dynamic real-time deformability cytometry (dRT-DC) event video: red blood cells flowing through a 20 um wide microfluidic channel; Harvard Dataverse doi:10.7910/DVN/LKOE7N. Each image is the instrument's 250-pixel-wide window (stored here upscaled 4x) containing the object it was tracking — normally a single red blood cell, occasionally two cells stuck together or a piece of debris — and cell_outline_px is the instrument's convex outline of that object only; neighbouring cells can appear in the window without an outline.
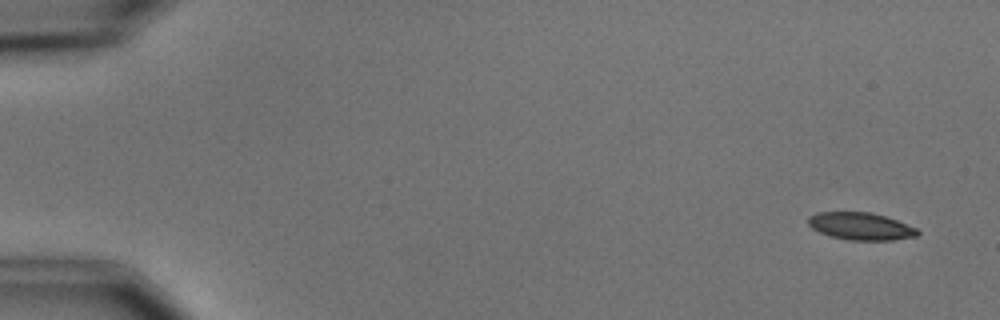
{"species": "common noctule bat (a hibernating species)", "species_latin": "Nyctalus noctula", "temperature_condition": "cold", "stored_images_in_passage": 5, "camera_frame_rate_fps": 3000, "um_per_image_px": 0.085, "animal": {"sex": "male", "body_mass_g": 15.6}, "frame": {"image": 1, "passage_image": 1, "time_ms": 0.0, "image_size_px": [1000, 320], "cell_outline_px": [[920, 232], [916, 236], [892, 240], [848, 240], [828, 236], [812, 228], [808, 224], [808, 216], [816, 212], [872, 212], [896, 220], [916, 228]], "centroid_in_image_um": [73.12, 19.23], "position_along_channel_um": 11.9, "area_um2": 17.46}}
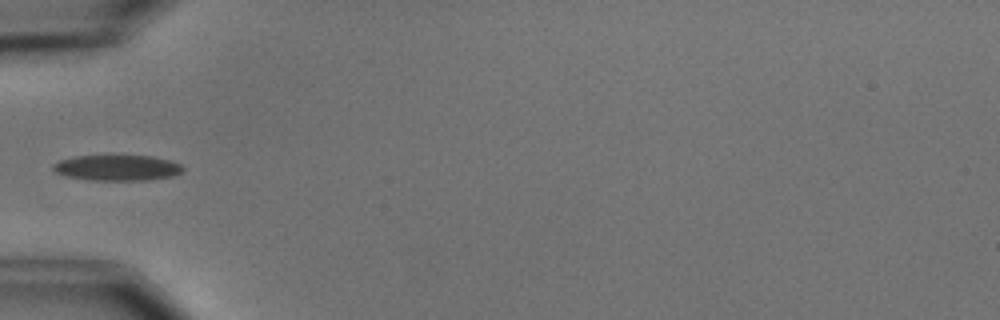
{"frame": {"image": 2, "passage_image": 5, "time_ms": 5.333, "image_size_px": [1000, 320], "cell_outline_px": [[184, 168], [180, 172], [172, 176], [148, 180], [92, 180], [64, 176], [56, 172], [52, 168], [52, 164], [60, 160], [76, 156], [152, 156], [172, 160], [180, 164]], "centroid_in_image_um": [9.96, 14.26], "position_along_channel_um": 75.0, "area_um2": 19.36}}